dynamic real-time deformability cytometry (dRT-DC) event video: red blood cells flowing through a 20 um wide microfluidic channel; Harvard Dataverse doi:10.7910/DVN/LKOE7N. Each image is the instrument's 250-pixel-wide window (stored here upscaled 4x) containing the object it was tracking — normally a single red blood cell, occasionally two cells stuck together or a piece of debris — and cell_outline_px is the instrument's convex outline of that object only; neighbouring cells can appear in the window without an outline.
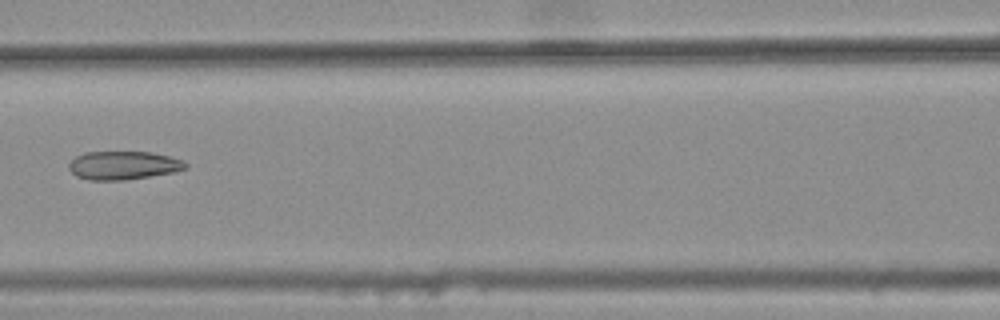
{"species": "common noctule bat (a hibernating species)", "species_latin": "Nyctalus noctula", "temperature_condition": "warm", "stored_images_in_passage": 7, "camera_frame_rate_fps": 3000, "um_per_image_px": 0.085, "animal": {"sex": "female", "body_mass_g": 25.1}, "frame": {"image": 1, "passage_image": 7, "time_ms": 2.0, "image_size_px": [1000, 320], "cell_outline_px": [[188, 168], [172, 172], [124, 180], [88, 180], [76, 176], [68, 168], [68, 164], [76, 156], [84, 152], [152, 152], [184, 160], [188, 164]], "centroid_in_image_um": [10.48, 14.05], "position_along_channel_um": 156.1, "area_um2": 19.31}}